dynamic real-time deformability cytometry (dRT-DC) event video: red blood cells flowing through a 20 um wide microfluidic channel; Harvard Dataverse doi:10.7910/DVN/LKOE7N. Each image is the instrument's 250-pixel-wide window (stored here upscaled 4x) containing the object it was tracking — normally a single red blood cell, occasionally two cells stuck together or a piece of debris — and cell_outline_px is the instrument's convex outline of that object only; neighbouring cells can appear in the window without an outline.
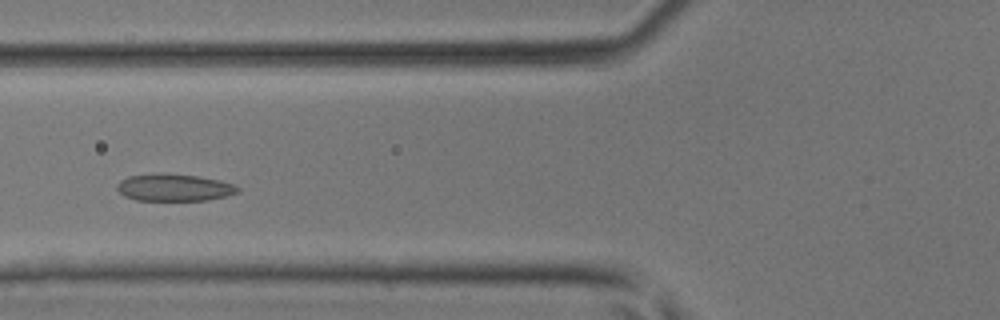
{"species": "common noctule bat (a hibernating species)", "species_latin": "Nyctalus noctula", "temperature_condition": "room temperature", "stored_images_in_passage": 39, "camera_frame_rate_fps": 3000, "um_per_image_px": 0.085, "animal": {"sex": "male", "body_mass_g": 17.9, "forearm_length_mm": 54.2}, "frame": {"image": 1, "passage_image": 12, "time_ms": 3.667, "image_size_px": [1000, 320], "cell_outline_px": [[240, 188], [236, 192], [224, 196], [208, 200], [136, 200], [124, 196], [116, 188], [116, 184], [120, 180], [128, 176], [152, 172], [200, 176], [232, 184]], "centroid_in_image_um": [14.71, 15.92], "position_along_channel_um": 111.1, "area_um2": 19.07}}
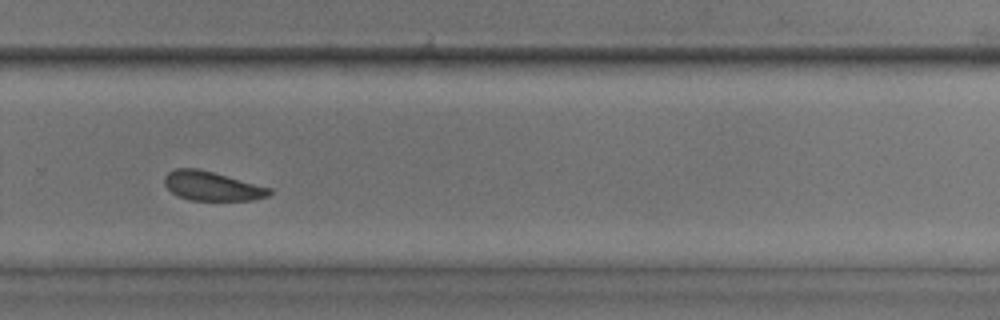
{"frame": {"image": 2, "passage_image": 25, "time_ms": 8.0, "image_size_px": [1000, 320], "cell_outline_px": [[272, 192], [268, 196], [252, 200], [188, 200], [172, 192], [164, 184], [164, 176], [168, 172], [176, 168], [200, 168], [272, 188]], "centroid_in_image_um": [18.02, 15.8], "position_along_channel_um": 311.8, "area_um2": 17.92}}
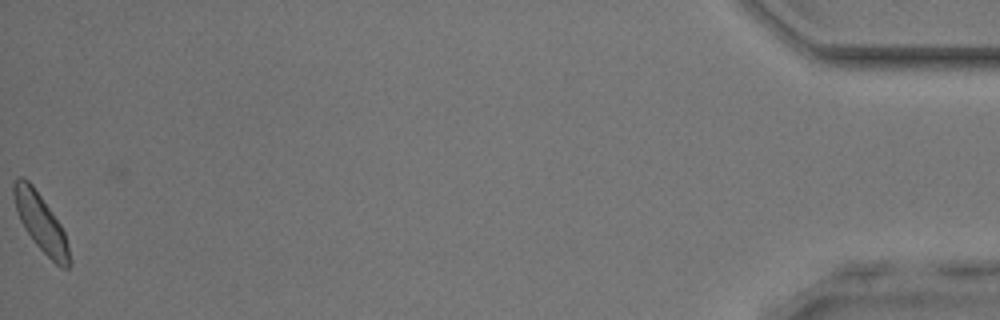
{"frame": {"image": 3, "passage_image": 39, "time_ms": 12.667, "image_size_px": [1000, 320], "cell_outline_px": [[72, 264], [68, 268], [60, 268], [32, 240], [24, 228], [16, 212], [12, 192], [12, 184], [16, 176], [24, 176], [32, 184], [52, 212], [60, 224], [64, 232], [68, 244], [72, 260]], "centroid_in_image_um": [3.45, 18.91], "position_along_channel_um": 431.7, "area_um2": 18.9}}